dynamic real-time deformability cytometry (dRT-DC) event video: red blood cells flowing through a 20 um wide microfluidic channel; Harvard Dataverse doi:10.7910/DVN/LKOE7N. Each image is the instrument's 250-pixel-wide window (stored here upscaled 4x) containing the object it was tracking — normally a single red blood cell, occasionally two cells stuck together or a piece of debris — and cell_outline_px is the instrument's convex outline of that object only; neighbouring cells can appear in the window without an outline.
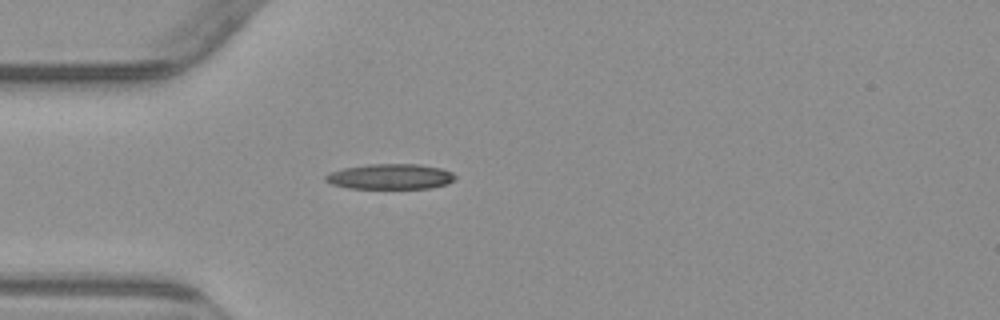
{"species": "common noctule bat (a hibernating species)", "species_latin": "Nyctalus noctula", "temperature_condition": "warm", "stored_images_in_passage": 1, "camera_frame_rate_fps": 3000, "um_per_image_px": 0.085, "animal": {"sex": "male", "body_mass_g": 23.1, "forearm_length_mm": 52.7}, "frame": {"image": 1, "passage_image": 1, "time_ms": 0.0, "image_size_px": [1000, 320], "cell_outline_px": [[456, 180], [448, 184], [432, 188], [348, 188], [332, 184], [324, 180], [324, 176], [332, 172], [344, 168], [368, 164], [416, 164], [440, 168], [452, 172], [456, 176]], "centroid_in_image_um": [33.21, 15.01], "position_along_channel_um": 51.8, "area_um2": 19.13}}